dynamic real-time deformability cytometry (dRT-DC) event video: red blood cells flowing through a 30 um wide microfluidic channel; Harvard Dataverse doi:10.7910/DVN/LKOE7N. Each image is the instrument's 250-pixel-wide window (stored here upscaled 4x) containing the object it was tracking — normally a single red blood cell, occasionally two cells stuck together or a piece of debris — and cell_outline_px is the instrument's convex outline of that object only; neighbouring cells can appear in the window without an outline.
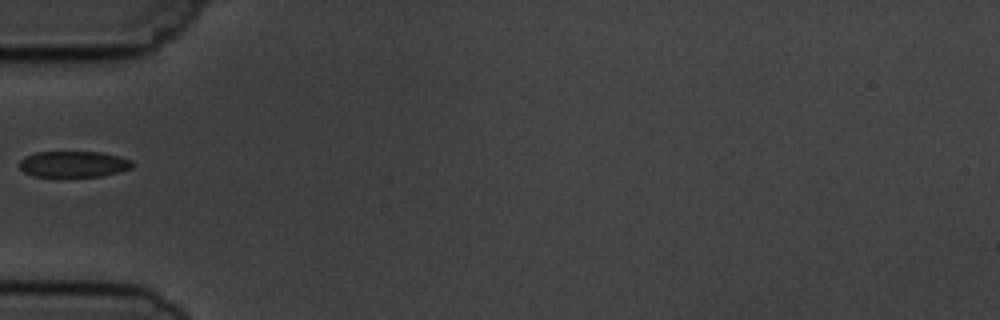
{"species": "common noctule bat (a hibernating species)", "species_latin": "Nyctalus noctula", "temperature_condition": "cold", "stored_images_in_passage": 1, "camera_frame_rate_fps": 3000, "um_per_image_px": 0.085, "animal": {"sex": "male", "body_mass_g": 19.5, "forearm_length_mm": 54.6}, "frame": {"image": 1, "passage_image": 1, "time_ms": 0.0, "image_size_px": [1000, 320], "cell_outline_px": [[132, 168], [120, 172], [100, 176], [32, 176], [24, 172], [20, 168], [20, 160], [24, 156], [36, 152], [100, 152], [120, 156], [132, 160]], "centroid_in_image_um": [6.25, 13.94], "position_along_channel_um": 78.7, "area_um2": 17.17}}